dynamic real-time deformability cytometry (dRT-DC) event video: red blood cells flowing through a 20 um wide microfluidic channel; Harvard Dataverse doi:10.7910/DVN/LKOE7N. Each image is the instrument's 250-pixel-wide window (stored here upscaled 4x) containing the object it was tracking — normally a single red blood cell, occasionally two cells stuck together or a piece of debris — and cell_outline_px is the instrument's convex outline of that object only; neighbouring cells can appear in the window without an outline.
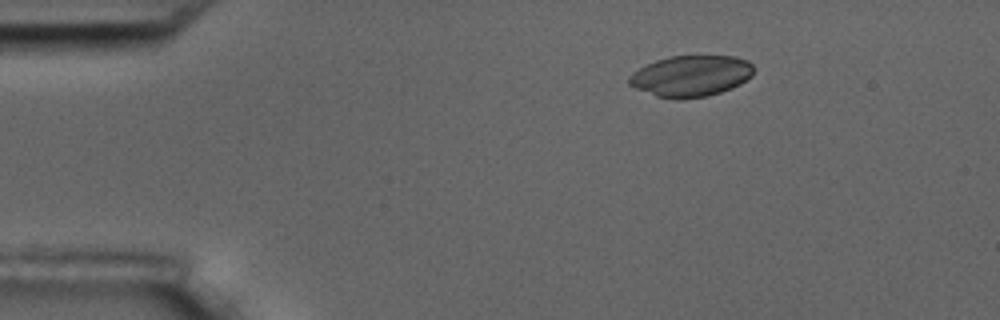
{"species": "common noctule bat (a hibernating species)", "species_latin": "Nyctalus noctula", "temperature_condition": "room temperature", "stored_images_in_passage": 15, "camera_frame_rate_fps": 3000, "um_per_image_px": 0.085, "animal": {"sex": "male", "body_mass_g": 17.5, "forearm_length_mm": 52.3}, "frame": {"image": 1, "passage_image": 3, "time_ms": 2.333, "image_size_px": [1000, 320], "cell_outline_px": [[756, 68], [752, 76], [740, 84], [732, 88], [708, 96], [680, 100], [656, 96], [636, 88], [628, 84], [628, 76], [632, 72], [656, 60], [668, 56], [736, 56], [748, 60]], "centroid_in_image_um": [58.76, 6.46], "position_along_channel_um": 26.2, "area_um2": 30.17}}
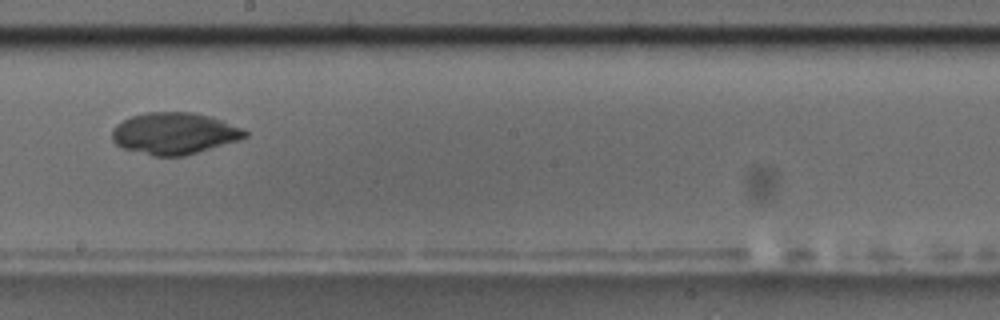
{"frame": {"image": 2, "passage_image": 9, "time_ms": 10.0, "image_size_px": [1000, 320], "cell_outline_px": [[248, 136], [236, 140], [184, 156], [152, 156], [124, 148], [116, 144], [112, 140], [112, 128], [116, 124], [132, 116], [144, 112], [192, 112], [212, 116], [240, 128], [248, 132]], "centroid_in_image_um": [14.77, 11.33], "position_along_channel_um": 233.4, "area_um2": 32.02}}